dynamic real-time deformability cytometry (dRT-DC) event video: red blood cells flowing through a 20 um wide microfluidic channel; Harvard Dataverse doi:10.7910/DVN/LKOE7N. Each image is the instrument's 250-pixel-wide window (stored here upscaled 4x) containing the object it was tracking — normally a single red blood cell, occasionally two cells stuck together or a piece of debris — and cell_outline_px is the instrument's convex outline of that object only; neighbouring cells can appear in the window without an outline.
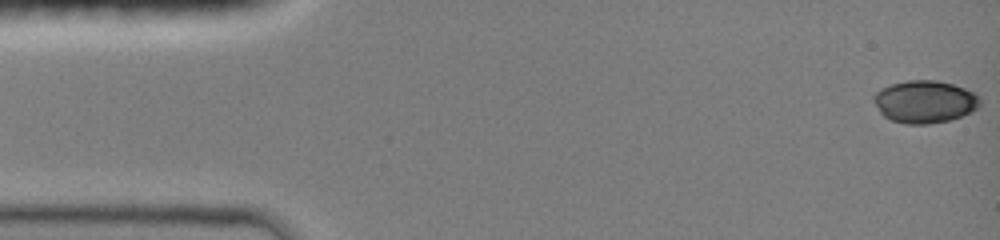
{"species": "common noctule bat (a hibernating species)", "species_latin": "Nyctalus noctula", "temperature_condition": "room temperature", "stored_images_in_passage": 48, "camera_frame_rate_fps": 3000, "um_per_image_px": 0.085, "animal": {"sex": "female", "body_mass_g": 19.0, "forearm_length_mm": 51.5}, "frame": {"image": 1, "passage_image": 1, "time_ms": 0.0, "image_size_px": [1000, 240], "cell_outline_px": [[980, 104], [972, 112], [952, 120], [928, 124], [904, 124], [892, 120], [884, 116], [880, 112], [872, 100], [872, 96], [880, 88], [892, 84], [908, 80], [936, 80], [952, 84], [976, 92], [980, 96]], "centroid_in_image_um": [78.61, 8.65], "position_along_channel_um": 6.4, "area_um2": 26.59}}
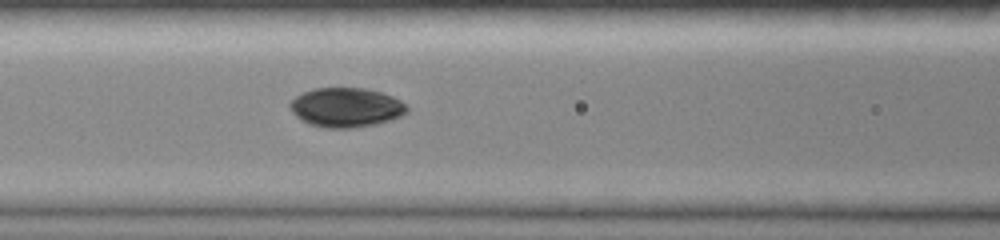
{"frame": {"image": 2, "passage_image": 20, "time_ms": 6.333, "image_size_px": [1000, 240], "cell_outline_px": [[408, 112], [404, 116], [392, 120], [376, 124], [352, 128], [324, 128], [308, 124], [300, 120], [292, 112], [288, 104], [296, 96], [304, 92], [316, 88], [364, 88], [380, 92], [392, 96], [400, 100], [408, 108]], "centroid_in_image_um": [29.42, 9.15], "position_along_channel_um": 137.2, "area_um2": 27.05}}
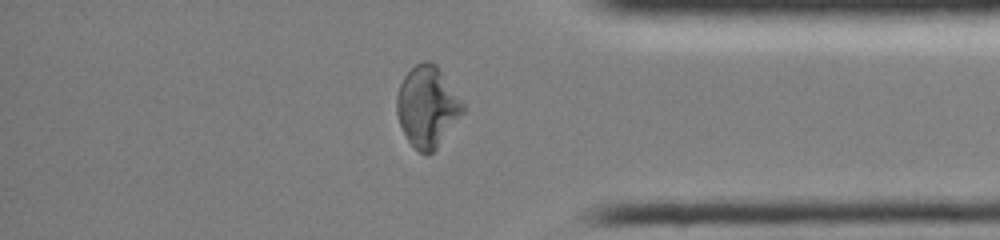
{"frame": {"image": 3, "passage_image": 40, "time_ms": 13.0, "image_size_px": [1000, 240], "cell_outline_px": [[464, 112], [436, 148], [428, 156], [420, 152], [408, 140], [400, 124], [396, 112], [396, 96], [400, 84], [404, 76], [416, 64], [424, 60], [428, 60], [436, 64], [440, 68], [464, 104]], "centroid_in_image_um": [36.32, 9.04], "position_along_channel_um": 398.9, "area_um2": 30.98}, "authors_computed_cell_mechanics": {"area_um2": 27.0793, "velocity_mm_per_s": 4.0246, "shape_relaxation_time_tau1_ms": 6.9708, "shape_relaxation_time_tau2_ms": 2.431, "deformation_change_tau1": 0.2073, "deformation_change_tau2": 0.0313}}